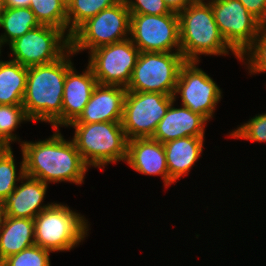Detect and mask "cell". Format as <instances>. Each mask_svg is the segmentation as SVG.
Returning <instances> with one entry per match:
<instances>
[{"label":"cell","mask_w":266,"mask_h":266,"mask_svg":"<svg viewBox=\"0 0 266 266\" xmlns=\"http://www.w3.org/2000/svg\"><path fill=\"white\" fill-rule=\"evenodd\" d=\"M45 140L21 141L25 175L49 184L71 182L82 184L88 165L83 161L73 140H65L59 131Z\"/></svg>","instance_id":"1"},{"label":"cell","mask_w":266,"mask_h":266,"mask_svg":"<svg viewBox=\"0 0 266 266\" xmlns=\"http://www.w3.org/2000/svg\"><path fill=\"white\" fill-rule=\"evenodd\" d=\"M70 55H74L71 49L52 63L27 68L22 105L31 122H48L53 129L61 128L64 81L73 66Z\"/></svg>","instance_id":"2"},{"label":"cell","mask_w":266,"mask_h":266,"mask_svg":"<svg viewBox=\"0 0 266 266\" xmlns=\"http://www.w3.org/2000/svg\"><path fill=\"white\" fill-rule=\"evenodd\" d=\"M180 52L186 61L200 63V55L240 56L226 43L215 22L209 1L195 0L178 13Z\"/></svg>","instance_id":"3"},{"label":"cell","mask_w":266,"mask_h":266,"mask_svg":"<svg viewBox=\"0 0 266 266\" xmlns=\"http://www.w3.org/2000/svg\"><path fill=\"white\" fill-rule=\"evenodd\" d=\"M75 129L73 141L89 167L126 161L128 139L121 122L70 123Z\"/></svg>","instance_id":"4"},{"label":"cell","mask_w":266,"mask_h":266,"mask_svg":"<svg viewBox=\"0 0 266 266\" xmlns=\"http://www.w3.org/2000/svg\"><path fill=\"white\" fill-rule=\"evenodd\" d=\"M86 221L68 205L53 203L34 218L35 244L50 252L70 251L87 237Z\"/></svg>","instance_id":"5"},{"label":"cell","mask_w":266,"mask_h":266,"mask_svg":"<svg viewBox=\"0 0 266 266\" xmlns=\"http://www.w3.org/2000/svg\"><path fill=\"white\" fill-rule=\"evenodd\" d=\"M131 13L124 0L100 11L84 22L70 37V49L80 51L126 40L130 35Z\"/></svg>","instance_id":"6"},{"label":"cell","mask_w":266,"mask_h":266,"mask_svg":"<svg viewBox=\"0 0 266 266\" xmlns=\"http://www.w3.org/2000/svg\"><path fill=\"white\" fill-rule=\"evenodd\" d=\"M185 62L181 52H140L126 90L173 96Z\"/></svg>","instance_id":"7"},{"label":"cell","mask_w":266,"mask_h":266,"mask_svg":"<svg viewBox=\"0 0 266 266\" xmlns=\"http://www.w3.org/2000/svg\"><path fill=\"white\" fill-rule=\"evenodd\" d=\"M173 101L163 93L126 91L121 124L127 139L152 137Z\"/></svg>","instance_id":"8"},{"label":"cell","mask_w":266,"mask_h":266,"mask_svg":"<svg viewBox=\"0 0 266 266\" xmlns=\"http://www.w3.org/2000/svg\"><path fill=\"white\" fill-rule=\"evenodd\" d=\"M11 60L24 67L44 65L60 59L70 49V38L56 27L39 25L9 44Z\"/></svg>","instance_id":"9"},{"label":"cell","mask_w":266,"mask_h":266,"mask_svg":"<svg viewBox=\"0 0 266 266\" xmlns=\"http://www.w3.org/2000/svg\"><path fill=\"white\" fill-rule=\"evenodd\" d=\"M130 39L140 52H180L178 13L131 14Z\"/></svg>","instance_id":"10"},{"label":"cell","mask_w":266,"mask_h":266,"mask_svg":"<svg viewBox=\"0 0 266 266\" xmlns=\"http://www.w3.org/2000/svg\"><path fill=\"white\" fill-rule=\"evenodd\" d=\"M139 49L130 38L89 51L88 65L97 83L127 87L136 65Z\"/></svg>","instance_id":"11"},{"label":"cell","mask_w":266,"mask_h":266,"mask_svg":"<svg viewBox=\"0 0 266 266\" xmlns=\"http://www.w3.org/2000/svg\"><path fill=\"white\" fill-rule=\"evenodd\" d=\"M197 64V61H186L181 66L173 97L176 101L179 94L182 106L208 121L213 117L215 107L222 98V90Z\"/></svg>","instance_id":"12"},{"label":"cell","mask_w":266,"mask_h":266,"mask_svg":"<svg viewBox=\"0 0 266 266\" xmlns=\"http://www.w3.org/2000/svg\"><path fill=\"white\" fill-rule=\"evenodd\" d=\"M215 22L226 43L240 56L264 25L239 0H209Z\"/></svg>","instance_id":"13"},{"label":"cell","mask_w":266,"mask_h":266,"mask_svg":"<svg viewBox=\"0 0 266 266\" xmlns=\"http://www.w3.org/2000/svg\"><path fill=\"white\" fill-rule=\"evenodd\" d=\"M126 88L97 84L80 116L71 123L121 122Z\"/></svg>","instance_id":"14"},{"label":"cell","mask_w":266,"mask_h":266,"mask_svg":"<svg viewBox=\"0 0 266 266\" xmlns=\"http://www.w3.org/2000/svg\"><path fill=\"white\" fill-rule=\"evenodd\" d=\"M127 164L136 172L143 175H159L164 186L174 183L169 178L166 153L164 146L151 137L128 140Z\"/></svg>","instance_id":"15"},{"label":"cell","mask_w":266,"mask_h":266,"mask_svg":"<svg viewBox=\"0 0 266 266\" xmlns=\"http://www.w3.org/2000/svg\"><path fill=\"white\" fill-rule=\"evenodd\" d=\"M20 183L22 184L3 200L5 216L34 219L53 204H42L48 184L27 175L21 179Z\"/></svg>","instance_id":"16"},{"label":"cell","mask_w":266,"mask_h":266,"mask_svg":"<svg viewBox=\"0 0 266 266\" xmlns=\"http://www.w3.org/2000/svg\"><path fill=\"white\" fill-rule=\"evenodd\" d=\"M86 68L81 74L73 66L67 71L62 100V127H67L80 116L98 84L91 67L88 65Z\"/></svg>","instance_id":"17"},{"label":"cell","mask_w":266,"mask_h":266,"mask_svg":"<svg viewBox=\"0 0 266 266\" xmlns=\"http://www.w3.org/2000/svg\"><path fill=\"white\" fill-rule=\"evenodd\" d=\"M174 104L175 101L170 104L151 138L164 144L187 136L204 137L207 120L187 107L175 108Z\"/></svg>","instance_id":"18"},{"label":"cell","mask_w":266,"mask_h":266,"mask_svg":"<svg viewBox=\"0 0 266 266\" xmlns=\"http://www.w3.org/2000/svg\"><path fill=\"white\" fill-rule=\"evenodd\" d=\"M204 137H182L163 144L169 172V178L176 180L188 175L203 152Z\"/></svg>","instance_id":"19"},{"label":"cell","mask_w":266,"mask_h":266,"mask_svg":"<svg viewBox=\"0 0 266 266\" xmlns=\"http://www.w3.org/2000/svg\"><path fill=\"white\" fill-rule=\"evenodd\" d=\"M34 244V219L4 216L0 228V263Z\"/></svg>","instance_id":"20"},{"label":"cell","mask_w":266,"mask_h":266,"mask_svg":"<svg viewBox=\"0 0 266 266\" xmlns=\"http://www.w3.org/2000/svg\"><path fill=\"white\" fill-rule=\"evenodd\" d=\"M27 67L9 60L0 64V105L22 104L26 91Z\"/></svg>","instance_id":"21"},{"label":"cell","mask_w":266,"mask_h":266,"mask_svg":"<svg viewBox=\"0 0 266 266\" xmlns=\"http://www.w3.org/2000/svg\"><path fill=\"white\" fill-rule=\"evenodd\" d=\"M40 24L29 7L6 8L0 19V27L4 33L0 36V44H10Z\"/></svg>","instance_id":"22"},{"label":"cell","mask_w":266,"mask_h":266,"mask_svg":"<svg viewBox=\"0 0 266 266\" xmlns=\"http://www.w3.org/2000/svg\"><path fill=\"white\" fill-rule=\"evenodd\" d=\"M121 0H72L67 7V36L71 35L88 19L96 16Z\"/></svg>","instance_id":"23"},{"label":"cell","mask_w":266,"mask_h":266,"mask_svg":"<svg viewBox=\"0 0 266 266\" xmlns=\"http://www.w3.org/2000/svg\"><path fill=\"white\" fill-rule=\"evenodd\" d=\"M29 8L40 25L56 27L67 35V8L59 0H31Z\"/></svg>","instance_id":"24"},{"label":"cell","mask_w":266,"mask_h":266,"mask_svg":"<svg viewBox=\"0 0 266 266\" xmlns=\"http://www.w3.org/2000/svg\"><path fill=\"white\" fill-rule=\"evenodd\" d=\"M14 154L11 147H6L0 153V200L3 201L17 187V181L25 176L24 159L20 163V170L17 174ZM19 175V176H17Z\"/></svg>","instance_id":"25"},{"label":"cell","mask_w":266,"mask_h":266,"mask_svg":"<svg viewBox=\"0 0 266 266\" xmlns=\"http://www.w3.org/2000/svg\"><path fill=\"white\" fill-rule=\"evenodd\" d=\"M31 121L22 104L0 105V142L5 147H11V142L19 140L13 131L17 130L21 122Z\"/></svg>","instance_id":"26"},{"label":"cell","mask_w":266,"mask_h":266,"mask_svg":"<svg viewBox=\"0 0 266 266\" xmlns=\"http://www.w3.org/2000/svg\"><path fill=\"white\" fill-rule=\"evenodd\" d=\"M247 57V58H246ZM247 61L250 75L266 72V26L254 42L240 55L239 61Z\"/></svg>","instance_id":"27"},{"label":"cell","mask_w":266,"mask_h":266,"mask_svg":"<svg viewBox=\"0 0 266 266\" xmlns=\"http://www.w3.org/2000/svg\"><path fill=\"white\" fill-rule=\"evenodd\" d=\"M50 251L36 244L4 259L0 266H50Z\"/></svg>","instance_id":"28"},{"label":"cell","mask_w":266,"mask_h":266,"mask_svg":"<svg viewBox=\"0 0 266 266\" xmlns=\"http://www.w3.org/2000/svg\"><path fill=\"white\" fill-rule=\"evenodd\" d=\"M229 135L236 139L266 142V113L252 117L247 123L240 125Z\"/></svg>","instance_id":"29"},{"label":"cell","mask_w":266,"mask_h":266,"mask_svg":"<svg viewBox=\"0 0 266 266\" xmlns=\"http://www.w3.org/2000/svg\"><path fill=\"white\" fill-rule=\"evenodd\" d=\"M131 14L164 15L172 13L164 0H124Z\"/></svg>","instance_id":"30"},{"label":"cell","mask_w":266,"mask_h":266,"mask_svg":"<svg viewBox=\"0 0 266 266\" xmlns=\"http://www.w3.org/2000/svg\"><path fill=\"white\" fill-rule=\"evenodd\" d=\"M249 13L266 26V0H239Z\"/></svg>","instance_id":"31"},{"label":"cell","mask_w":266,"mask_h":266,"mask_svg":"<svg viewBox=\"0 0 266 266\" xmlns=\"http://www.w3.org/2000/svg\"><path fill=\"white\" fill-rule=\"evenodd\" d=\"M195 0H164L165 4L172 12L179 13L184 10L188 5H190Z\"/></svg>","instance_id":"32"},{"label":"cell","mask_w":266,"mask_h":266,"mask_svg":"<svg viewBox=\"0 0 266 266\" xmlns=\"http://www.w3.org/2000/svg\"><path fill=\"white\" fill-rule=\"evenodd\" d=\"M31 0H5L6 8L29 7Z\"/></svg>","instance_id":"33"},{"label":"cell","mask_w":266,"mask_h":266,"mask_svg":"<svg viewBox=\"0 0 266 266\" xmlns=\"http://www.w3.org/2000/svg\"><path fill=\"white\" fill-rule=\"evenodd\" d=\"M4 216H5V210L3 206V201L0 200V228H1Z\"/></svg>","instance_id":"34"},{"label":"cell","mask_w":266,"mask_h":266,"mask_svg":"<svg viewBox=\"0 0 266 266\" xmlns=\"http://www.w3.org/2000/svg\"><path fill=\"white\" fill-rule=\"evenodd\" d=\"M6 6H5V0H0V19L3 13L5 12Z\"/></svg>","instance_id":"35"},{"label":"cell","mask_w":266,"mask_h":266,"mask_svg":"<svg viewBox=\"0 0 266 266\" xmlns=\"http://www.w3.org/2000/svg\"><path fill=\"white\" fill-rule=\"evenodd\" d=\"M59 1L67 8L72 0H59Z\"/></svg>","instance_id":"36"},{"label":"cell","mask_w":266,"mask_h":266,"mask_svg":"<svg viewBox=\"0 0 266 266\" xmlns=\"http://www.w3.org/2000/svg\"><path fill=\"white\" fill-rule=\"evenodd\" d=\"M6 147L0 142V153L5 149Z\"/></svg>","instance_id":"37"},{"label":"cell","mask_w":266,"mask_h":266,"mask_svg":"<svg viewBox=\"0 0 266 266\" xmlns=\"http://www.w3.org/2000/svg\"><path fill=\"white\" fill-rule=\"evenodd\" d=\"M1 48H2V45L0 44V56H1ZM3 62V60H0V64Z\"/></svg>","instance_id":"38"}]
</instances>
